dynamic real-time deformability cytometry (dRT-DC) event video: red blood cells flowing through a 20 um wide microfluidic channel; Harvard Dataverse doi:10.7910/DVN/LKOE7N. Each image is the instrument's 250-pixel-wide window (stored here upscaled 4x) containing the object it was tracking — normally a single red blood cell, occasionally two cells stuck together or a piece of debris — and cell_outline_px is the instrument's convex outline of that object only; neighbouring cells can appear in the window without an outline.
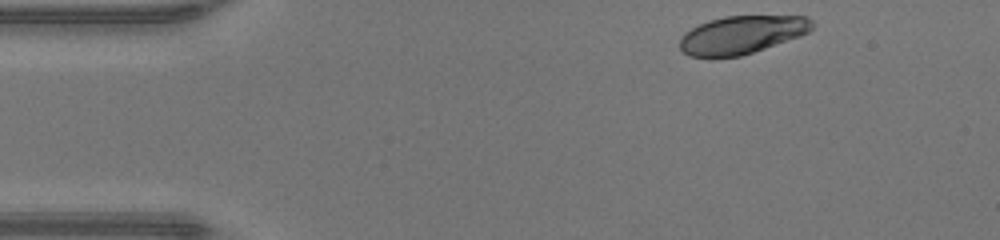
{"species": "human", "species_latin": "Homo sapiens", "temperature_condition": "warm", "stored_images_in_passage": 40, "camera_frame_rate_fps": 3000, "um_per_image_px": 0.085, "donor": {"sex": "male"}, "frame": {"image": 1, "passage_image": 1, "time_ms": 0.0, "image_size_px": [1000, 240], "cell_outline_px": [[816, 24], [808, 32], [800, 36], [740, 56], [688, 56], [680, 48], [680, 36], [684, 32], [708, 20], [724, 16], [808, 16]], "centroid_in_image_um": [63.06, 2.93], "position_along_channel_um": 21.9, "area_um2": 29.13}}
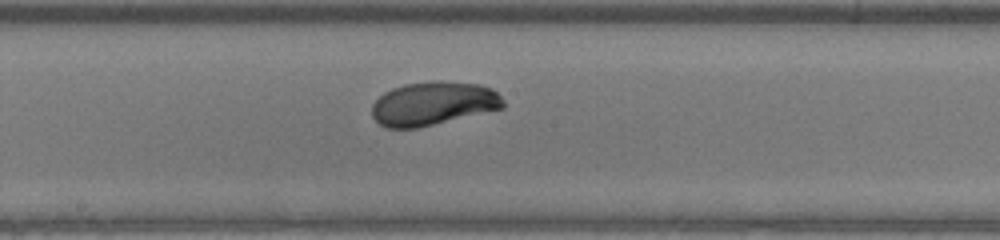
{"frame": {"image": 2, "passage_image": 20, "time_ms": 6.333, "image_size_px": [1000, 240], "cell_outline_px": [[504, 108], [416, 128], [384, 128], [372, 116], [372, 104], [384, 92], [392, 88], [404, 84], [436, 80], [440, 80], [480, 84], [492, 88], [504, 100]], "centroid_in_image_um": [36.82, 8.79], "position_along_channel_um": 211.4, "area_um2": 33.47}}
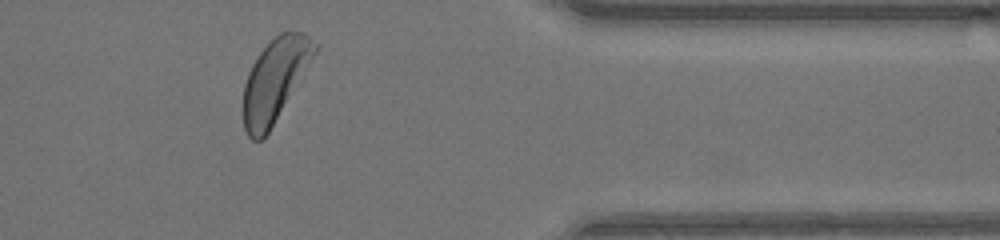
{"frame": {"image": 3, "passage_image": 34, "time_ms": 11.0, "image_size_px": [1000, 240], "cell_outline_px": [[320, 48], [268, 132], [260, 140], [252, 140], [248, 136], [244, 128], [244, 84], [248, 72], [252, 64], [260, 52], [280, 32], [304, 32], [320, 44]], "centroid_in_image_um": [23.4, 6.76], "position_along_channel_um": 388.0, "area_um2": 33.99}, "authors_computed_cell_mechanics": {"area_um2": 33.7263, "velocity_mm_per_s": 4.2804, "shape_relaxation_time_tau1_ms": 4.2523, "shape_relaxation_time_tau2_ms": null, "deformation_change_tau1": 0.2048, "deformation_change_tau2": null}}